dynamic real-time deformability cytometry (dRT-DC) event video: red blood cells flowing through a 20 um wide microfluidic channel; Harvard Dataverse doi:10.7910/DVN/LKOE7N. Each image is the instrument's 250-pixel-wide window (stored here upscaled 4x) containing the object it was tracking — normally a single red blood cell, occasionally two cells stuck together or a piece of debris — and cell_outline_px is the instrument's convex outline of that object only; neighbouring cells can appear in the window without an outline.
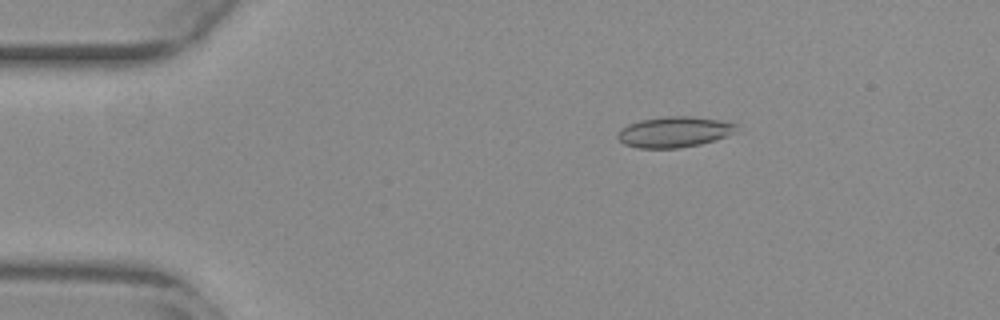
{"species": "common noctule bat (a hibernating species)", "species_latin": "Nyctalus noctula", "temperature_condition": "warm", "stored_images_in_passage": 54, "camera_frame_rate_fps": 3000, "um_per_image_px": 0.085, "animal": {"sex": "female", "body_mass_g": 29.2, "forearm_length_mm": 56.3}, "frame": {"image": 1, "passage_image": 10, "time_ms": 3.0, "image_size_px": [1000, 320], "cell_outline_px": [[740, 124], [736, 132], [716, 140], [700, 144], [680, 148], [636, 148], [624, 144], [616, 136], [620, 128], [628, 124], [640, 120], [668, 116], [692, 116], [720, 120]], "centroid_in_image_um": [57.33, 11.21], "position_along_channel_um": 27.7, "area_um2": 21.5}}
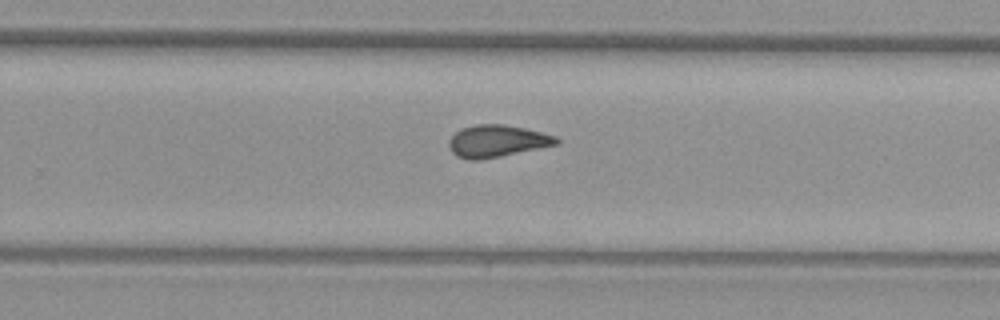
{"frame": {"image": 2, "passage_image": 35, "time_ms": 11.333, "image_size_px": [1000, 320], "cell_outline_px": [[560, 144], [480, 160], [468, 160], [456, 156], [452, 152], [448, 144], [448, 140], [456, 132], [464, 128], [476, 124], [504, 124], [524, 128], [556, 136], [560, 140]], "centroid_in_image_um": [42.25, 12.0], "position_along_channel_um": 287.6, "area_um2": 20.06}}
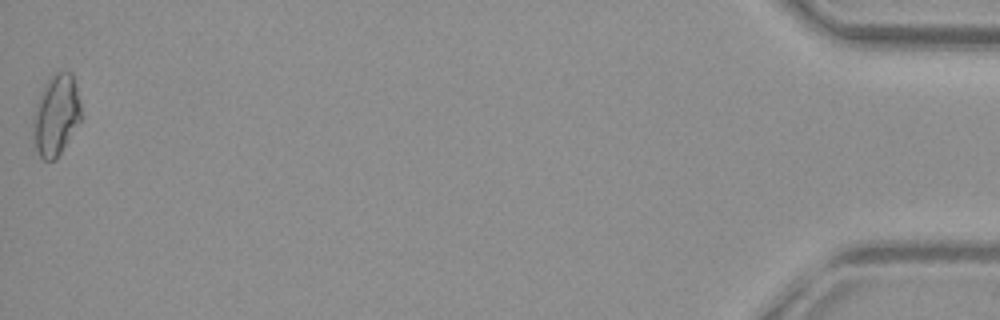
{"frame": {"image": 3, "passage_image": 54, "time_ms": 17.667, "image_size_px": [1000, 320], "cell_outline_px": [[80, 120], [56, 160], [44, 160], [40, 156], [32, 140], [32, 112], [44, 84], [48, 76], [52, 72], [72, 72], [80, 104]], "centroid_in_image_um": [4.71, 9.77], "position_along_channel_um": 430.5, "area_um2": 22.83}, "authors_computed_cell_mechanics": {"area_um2": 20.1433, "velocity_mm_per_s": 3.8751, "shape_relaxation_time_tau1_ms": null, "shape_relaxation_time_tau2_ms": 3.2408, "deformation_change_tau1": null, "deformation_change_tau2": 0.0785}}